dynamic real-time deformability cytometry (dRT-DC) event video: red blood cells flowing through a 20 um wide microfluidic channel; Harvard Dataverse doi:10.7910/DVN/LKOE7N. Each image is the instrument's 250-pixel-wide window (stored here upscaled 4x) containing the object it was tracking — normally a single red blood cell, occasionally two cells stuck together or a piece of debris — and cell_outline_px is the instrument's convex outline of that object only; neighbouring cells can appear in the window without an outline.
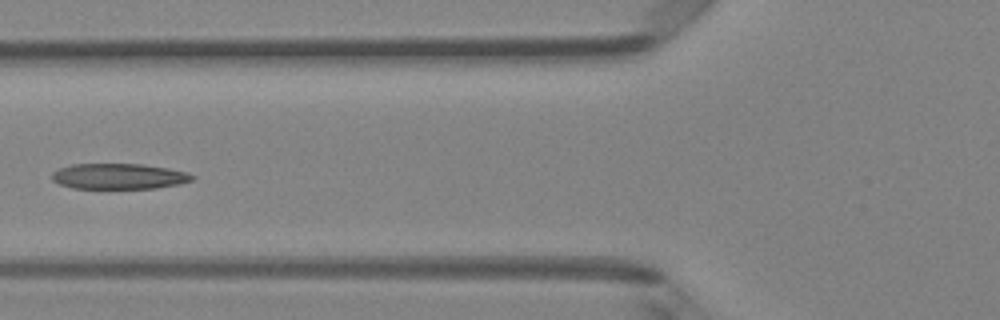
{"species": "Egyptian fruit bat (a non-hibernating species)", "species_latin": "Rousettus aegyptiacus", "temperature_condition": "room temperature", "stored_images_in_passage": 8, "camera_frame_rate_fps": 3000, "um_per_image_px": 0.085, "animal": {"sex": "female"}, "frame": {"image": 1, "passage_image": 6, "time_ms": 6.0, "image_size_px": [1000, 320], "cell_outline_px": [[196, 176], [192, 180], [180, 184], [156, 188], [72, 188], [60, 184], [52, 180], [52, 172], [60, 168], [72, 164], [140, 164], [168, 168], [188, 172]], "centroid_in_image_um": [10.12, 14.98], "position_along_channel_um": 115.7, "area_um2": 20.92}}
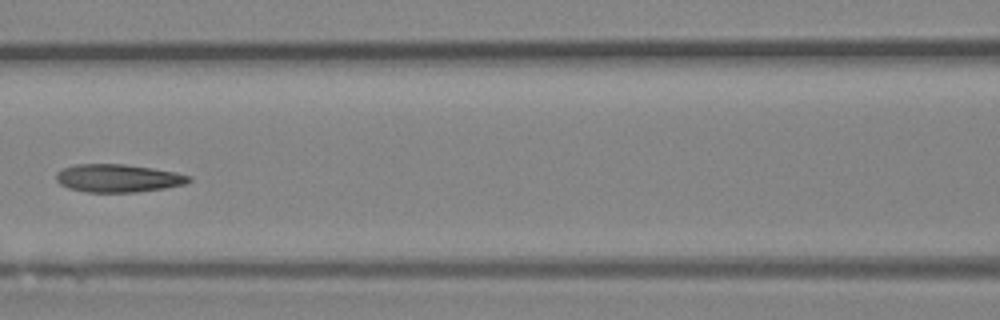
{"frame": {"image": 2, "passage_image": 7, "time_ms": 7.0, "image_size_px": [1000, 320], "cell_outline_px": [[192, 180], [184, 184], [164, 188], [136, 192], [88, 192], [68, 188], [60, 184], [56, 180], [56, 172], [64, 168], [76, 164], [124, 164], [152, 168], [176, 172], [192, 176]], "centroid_in_image_um": [10.04, 15.14], "position_along_channel_um": 156.6, "area_um2": 21.62}}
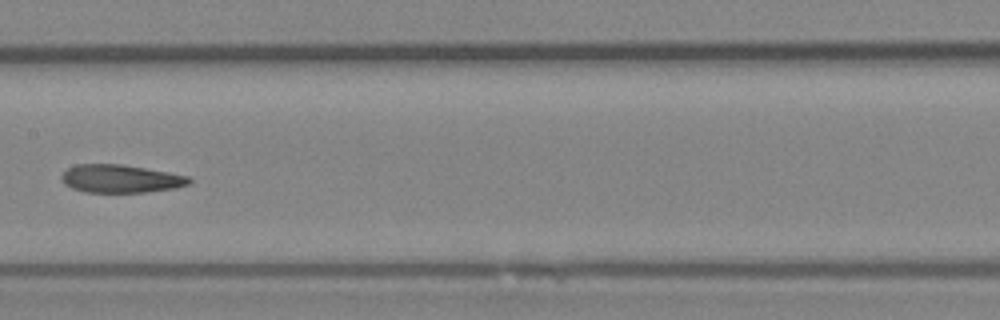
{"frame": {"image": 3, "passage_image": 8, "time_ms": 8.0, "image_size_px": [1000, 320], "cell_outline_px": [[192, 180], [188, 184], [176, 188], [144, 192], [84, 192], [72, 188], [64, 184], [60, 180], [60, 176], [68, 168], [76, 164], [120, 164], [168, 172], [188, 176]], "centroid_in_image_um": [10.21, 15.19], "position_along_channel_um": 197.2, "area_um2": 20.81}}